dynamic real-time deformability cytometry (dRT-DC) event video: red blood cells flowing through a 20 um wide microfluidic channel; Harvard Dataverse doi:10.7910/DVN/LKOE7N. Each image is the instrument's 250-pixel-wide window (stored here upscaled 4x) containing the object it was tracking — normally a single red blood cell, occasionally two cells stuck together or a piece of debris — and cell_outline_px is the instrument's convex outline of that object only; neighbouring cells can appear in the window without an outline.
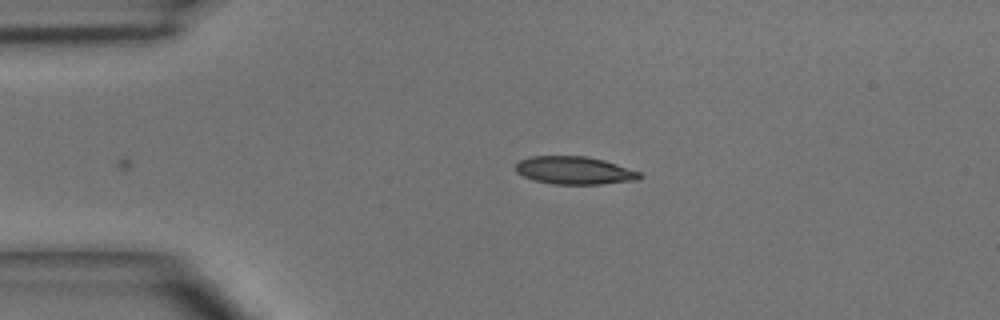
{"species": "common noctule bat (a hibernating species)", "species_latin": "Nyctalus noctula", "temperature_condition": "room temperature", "stored_images_in_passage": 4, "camera_frame_rate_fps": 3000, "um_per_image_px": 0.085, "animal": {"sex": "male", "body_mass_g": 15.6}, "frame": {"image": 1, "passage_image": 4, "time_ms": 3.667, "image_size_px": [1000, 320], "cell_outline_px": [[644, 176], [640, 180], [600, 184], [552, 184], [536, 180], [524, 176], [516, 172], [516, 164], [520, 160], [532, 156], [588, 156], [604, 160], [640, 172]], "centroid_in_image_um": [48.87, 14.49], "position_along_channel_um": 36.1, "area_um2": 20.11}}